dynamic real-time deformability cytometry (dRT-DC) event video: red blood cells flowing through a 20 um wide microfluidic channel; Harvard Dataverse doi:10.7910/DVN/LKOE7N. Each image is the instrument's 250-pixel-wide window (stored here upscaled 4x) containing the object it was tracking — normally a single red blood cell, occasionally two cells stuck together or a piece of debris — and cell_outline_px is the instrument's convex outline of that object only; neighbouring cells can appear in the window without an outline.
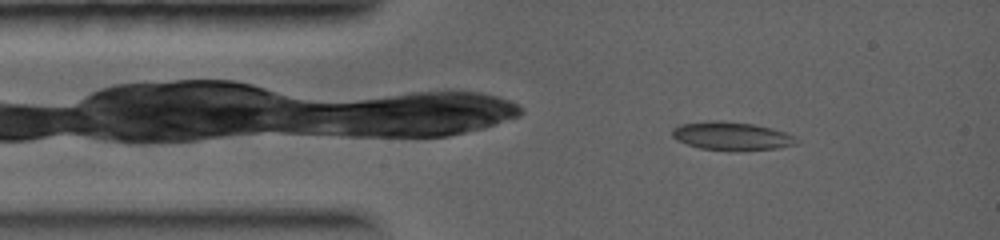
{"species": "common noctule bat (a hibernating species)", "species_latin": "Nyctalus noctula", "temperature_condition": "warm", "stored_images_in_passage": 11, "camera_frame_rate_fps": 5000, "um_per_image_px": 0.085, "animal": {"sex": "female", "body_mass_g": 19.0, "forearm_length_mm": 56.7}, "frame": {"image": 1, "passage_image": 1, "time_ms": 0.0, "image_size_px": [1000, 240], "cell_outline_px": [[800, 140], [796, 144], [776, 148], [736, 152], [700, 148], [676, 140], [672, 136], [672, 128], [680, 124], [708, 120], [720, 120], [752, 124], [772, 128], [784, 132]], "centroid_in_image_um": [62.16, 11.57], "position_along_channel_um": 22.8, "area_um2": 20.75}}
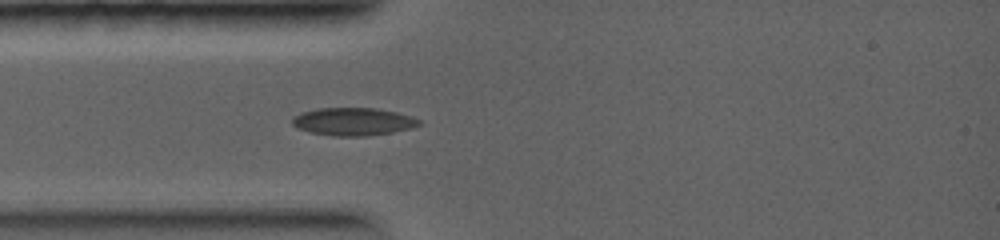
{"frame": {"image": 2, "passage_image": 4, "time_ms": 1.2, "image_size_px": [1000, 240], "cell_outline_px": [[424, 124], [412, 128], [392, 132], [368, 136], [332, 136], [308, 132], [296, 128], [292, 124], [292, 116], [300, 112], [316, 108], [376, 108], [396, 112], [412, 116], [420, 120]], "centroid_in_image_um": [30.0, 10.34], "position_along_channel_um": 55.0, "area_um2": 20.92}}